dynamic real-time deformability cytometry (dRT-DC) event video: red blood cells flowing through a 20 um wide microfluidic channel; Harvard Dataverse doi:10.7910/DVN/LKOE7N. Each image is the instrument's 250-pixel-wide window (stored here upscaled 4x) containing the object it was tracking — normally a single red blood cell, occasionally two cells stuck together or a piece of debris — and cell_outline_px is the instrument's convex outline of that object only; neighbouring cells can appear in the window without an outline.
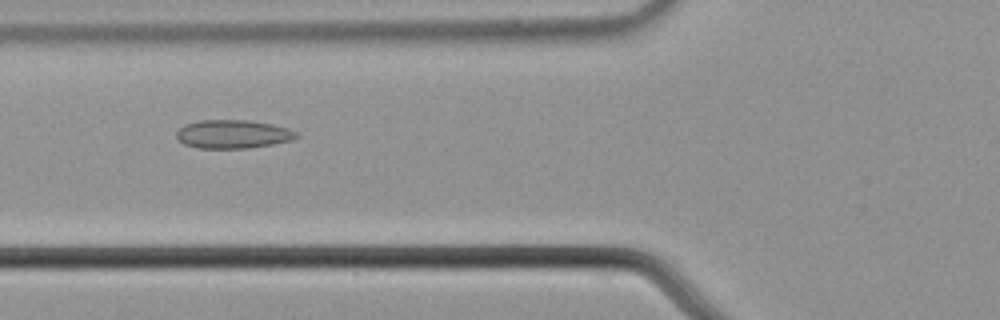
{"species": "common noctule bat (a hibernating species)", "species_latin": "Nyctalus noctula", "temperature_condition": "cold", "stored_images_in_passage": 51, "camera_frame_rate_fps": 3000, "um_per_image_px": 0.085, "animal": {"sex": "male", "body_mass_g": 21.5, "forearm_length_mm": 52.0}, "frame": {"image": 1, "passage_image": 17, "time_ms": 5.333, "image_size_px": [1000, 320], "cell_outline_px": [[300, 136], [292, 140], [272, 144], [248, 148], [196, 148], [184, 144], [176, 136], [176, 132], [184, 124], [200, 120], [248, 120], [272, 124], [288, 128], [300, 132]], "centroid_in_image_um": [19.83, 11.4], "position_along_channel_um": 106.0, "area_um2": 20.06}}
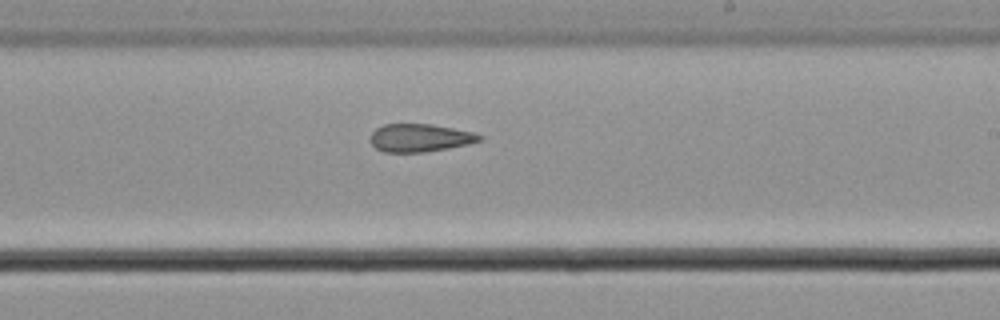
{"frame": {"image": 2, "passage_image": 29, "time_ms": 9.333, "image_size_px": [1000, 320], "cell_outline_px": [[484, 140], [468, 144], [448, 148], [424, 152], [384, 152], [376, 148], [368, 140], [372, 132], [376, 128], [384, 124], [432, 124], [476, 132], [484, 136]], "centroid_in_image_um": [35.72, 11.71], "position_along_channel_um": 253.3, "area_um2": 18.03}}
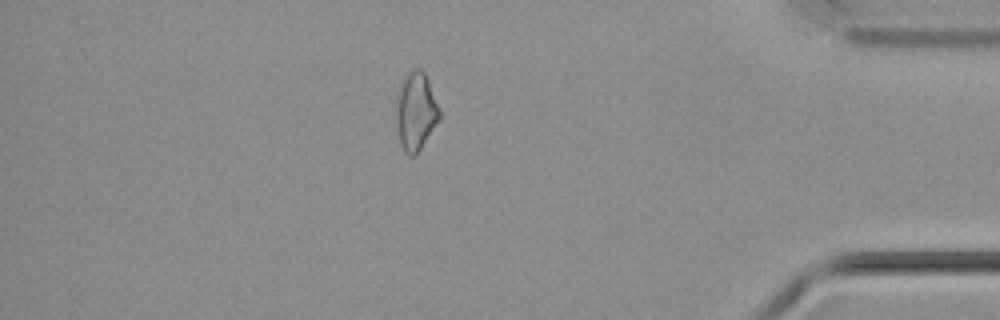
{"frame": {"image": 3, "passage_image": 44, "time_ms": 14.333, "image_size_px": [1000, 320], "cell_outline_px": [[440, 120], [416, 156], [408, 156], [404, 152], [400, 144], [396, 120], [396, 100], [400, 84], [404, 76], [412, 68], [420, 68], [424, 72], [428, 80], [440, 108]], "centroid_in_image_um": [35.35, 9.48], "position_along_channel_um": 399.9, "area_um2": 20.06}, "authors_computed_cell_mechanics": {"area_um2": 19.5942, "velocity_mm_per_s": 3.6889, "shape_relaxation_time_tau1_ms": null, "shape_relaxation_time_tau2_ms": 8.7141, "deformation_change_tau1": null, "deformation_change_tau2": 0.1638}}